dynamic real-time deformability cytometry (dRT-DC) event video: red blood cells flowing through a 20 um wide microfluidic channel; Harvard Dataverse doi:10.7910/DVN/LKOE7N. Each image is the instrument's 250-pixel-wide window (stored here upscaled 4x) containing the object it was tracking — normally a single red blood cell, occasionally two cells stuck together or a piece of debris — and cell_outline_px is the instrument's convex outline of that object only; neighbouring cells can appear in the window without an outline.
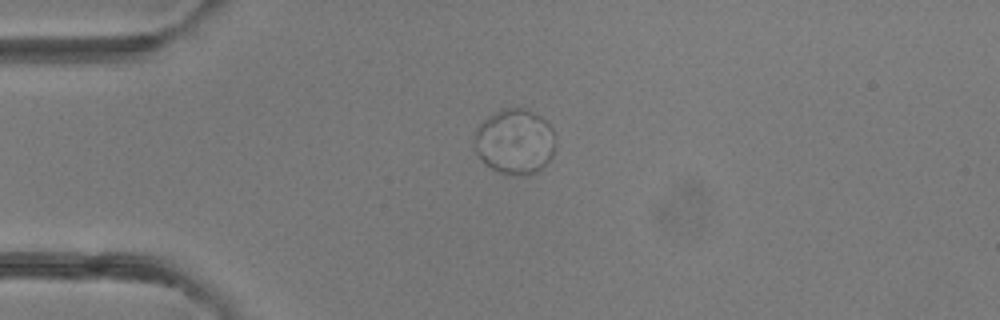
{"species": "common noctule bat (a hibernating species)", "species_latin": "Nyctalus noctula", "temperature_condition": "room temperature", "stored_images_in_passage": 2, "camera_frame_rate_fps": 3000, "um_per_image_px": 0.085, "animal": {"sex": "female"}, "frame": {"image": 1, "passage_image": 1, "time_ms": 0.0, "image_size_px": [1000, 320], "cell_outline_px": [[556, 144], [552, 156], [536, 172], [524, 176], [500, 172], [484, 164], [476, 152], [476, 128], [488, 116], [500, 108], [524, 108], [540, 116], [552, 128], [556, 136]], "centroid_in_image_um": [43.78, 12.02], "position_along_channel_um": 41.2, "area_um2": 30.75}}